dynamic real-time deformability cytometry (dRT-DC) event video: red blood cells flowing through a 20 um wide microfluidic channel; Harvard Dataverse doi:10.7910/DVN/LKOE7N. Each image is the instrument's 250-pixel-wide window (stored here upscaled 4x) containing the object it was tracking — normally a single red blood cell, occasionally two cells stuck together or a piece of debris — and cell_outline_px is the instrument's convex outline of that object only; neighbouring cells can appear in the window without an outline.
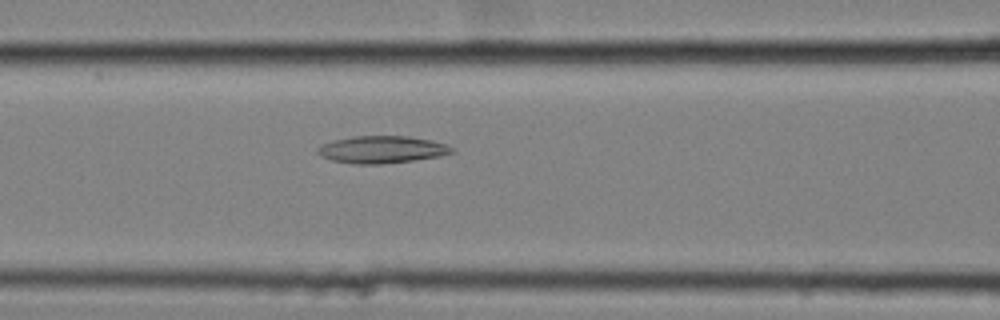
{"species": "common noctule bat (a hibernating species)", "species_latin": "Nyctalus noctula", "temperature_condition": "cold", "stored_images_in_passage": 34, "camera_frame_rate_fps": 3000, "um_per_image_px": 0.085, "animal": {"sex": "female", "body_mass_g": 25.1}, "frame": {"image": 1, "passage_image": 7, "time_ms": 2.0, "image_size_px": [1000, 320], "cell_outline_px": [[456, 152], [440, 156], [412, 160], [380, 164], [356, 164], [332, 160], [320, 156], [316, 152], [316, 148], [332, 140], [352, 136], [408, 136], [432, 140], [448, 144]], "centroid_in_image_um": [32.46, 12.7], "position_along_channel_um": 134.1, "area_um2": 21.39}}
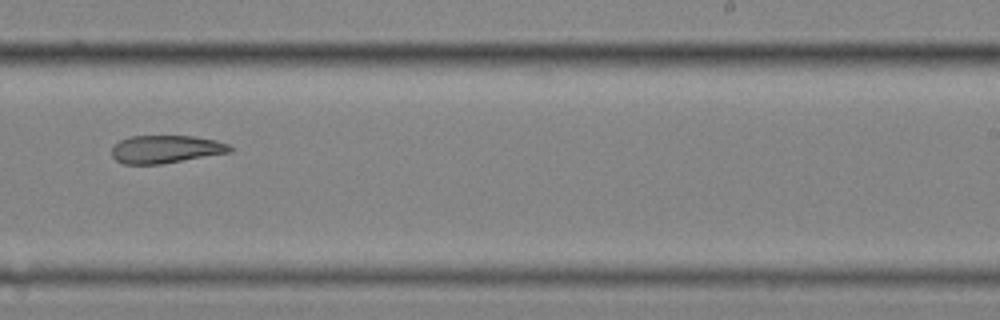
{"frame": {"image": 2, "passage_image": 19, "time_ms": 6.0, "image_size_px": [1000, 320], "cell_outline_px": [[232, 152], [160, 164], [124, 164], [116, 160], [112, 156], [112, 148], [120, 140], [132, 136], [192, 136], [216, 140], [228, 144], [232, 148]], "centroid_in_image_um": [14.1, 12.68], "position_along_channel_um": 274.9, "area_um2": 19.07}}
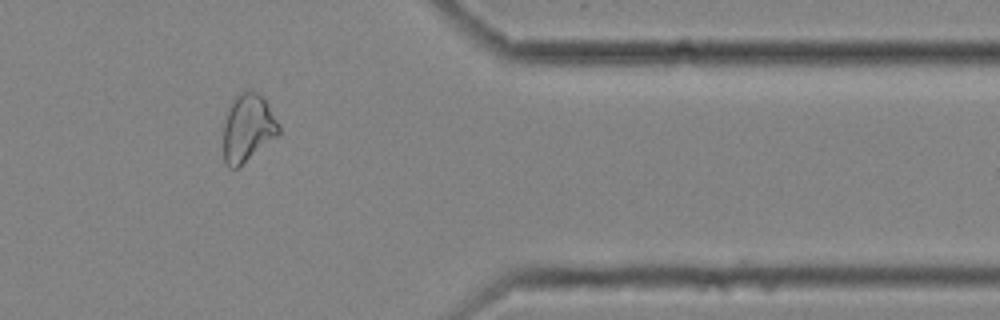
{"frame": {"image": 3, "passage_image": 30, "time_ms": 9.667, "image_size_px": [1000, 320], "cell_outline_px": [[280, 132], [276, 136], [236, 168], [228, 168], [224, 160], [224, 120], [232, 100], [244, 88], [256, 92], [264, 100], [276, 120], [280, 128]], "centroid_in_image_um": [21.02, 10.85], "position_along_channel_um": 390.4, "area_um2": 21.27}, "authors_computed_cell_mechanics": {"area_um2": 20.6635, "velocity_mm_per_s": 3.5331, "shape_relaxation_time_tau1_ms": null, "shape_relaxation_time_tau2_ms": 6.1912, "deformation_change_tau1": null, "deformation_change_tau2": 0.1439}}